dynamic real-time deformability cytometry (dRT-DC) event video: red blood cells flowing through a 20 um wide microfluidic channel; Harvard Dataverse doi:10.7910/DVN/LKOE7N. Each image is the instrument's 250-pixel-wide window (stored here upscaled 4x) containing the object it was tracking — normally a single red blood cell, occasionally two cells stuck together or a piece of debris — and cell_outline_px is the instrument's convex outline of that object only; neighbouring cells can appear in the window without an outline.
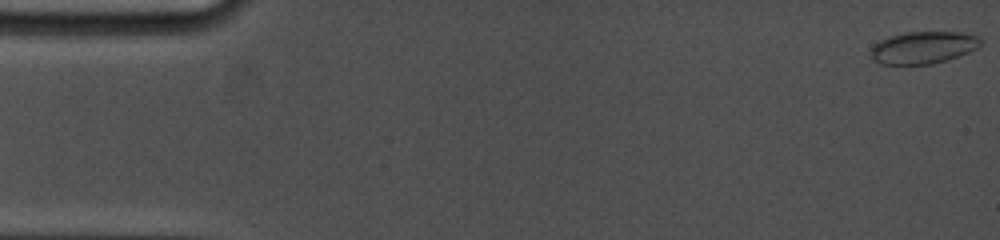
{"species": "common noctule bat (a hibernating species)", "species_latin": "Nyctalus noctula", "temperature_condition": "cold", "stored_images_in_passage": 10, "camera_frame_rate_fps": 5000, "um_per_image_px": 0.085, "animal": {"sex": "female", "body_mass_g": 19.0, "forearm_length_mm": 53.3}, "frame": {"image": 1, "passage_image": 1, "time_ms": 0.0, "image_size_px": [1000, 240], "cell_outline_px": [[984, 40], [976, 48], [968, 52], [948, 60], [932, 64], [880, 64], [872, 60], [872, 48], [880, 40], [888, 36], [904, 32], [964, 32], [980, 36]], "centroid_in_image_um": [78.51, 4.03], "position_along_channel_um": 6.5, "area_um2": 20.75}}
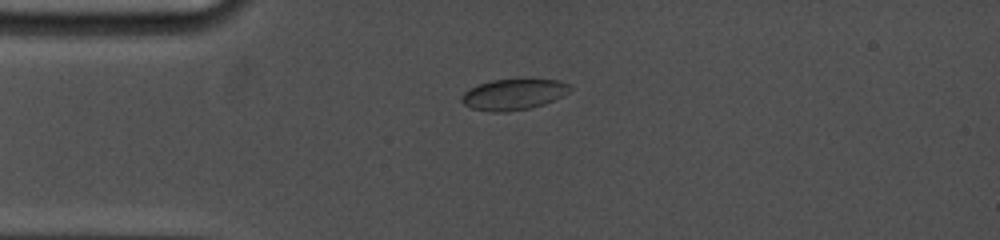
{"frame": {"image": 2, "passage_image": 7, "time_ms": 4.0, "image_size_px": [1000, 240], "cell_outline_px": [[572, 88], [568, 92], [544, 104], [532, 108], [504, 112], [488, 112], [472, 108], [464, 104], [460, 100], [460, 96], [468, 88], [492, 80], [528, 76], [560, 80], [568, 84]], "centroid_in_image_um": [43.65, 7.97], "position_along_channel_um": 41.3, "area_um2": 20.35}}
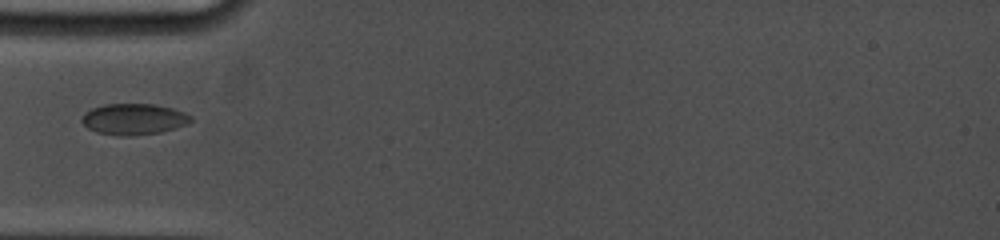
{"frame": {"image": 3, "passage_image": 9, "time_ms": 5.4, "image_size_px": [1000, 240], "cell_outline_px": [[192, 120], [188, 124], [176, 128], [160, 132], [136, 136], [120, 136], [96, 132], [88, 128], [80, 120], [84, 112], [92, 108], [104, 104], [156, 104], [172, 108], [184, 112], [192, 116]], "centroid_in_image_um": [11.37, 10.13], "position_along_channel_um": 73.6, "area_um2": 20.0}}